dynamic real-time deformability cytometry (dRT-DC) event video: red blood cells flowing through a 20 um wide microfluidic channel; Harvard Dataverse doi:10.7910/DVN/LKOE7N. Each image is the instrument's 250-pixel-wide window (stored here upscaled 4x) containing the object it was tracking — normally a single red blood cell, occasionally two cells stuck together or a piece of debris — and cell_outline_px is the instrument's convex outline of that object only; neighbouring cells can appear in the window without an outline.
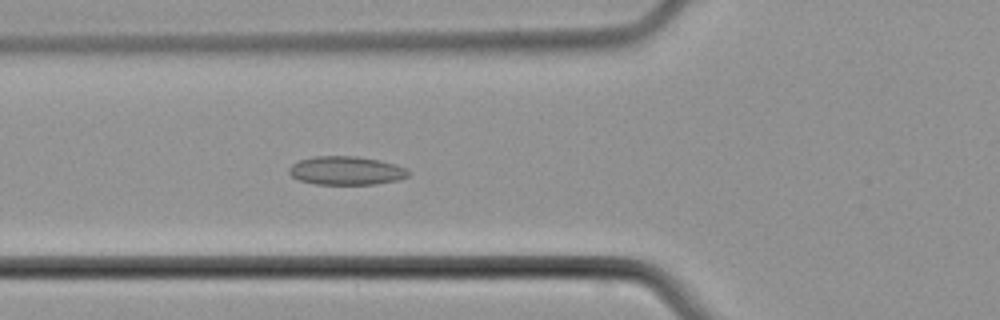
{"species": "common noctule bat (a hibernating species)", "species_latin": "Nyctalus noctula", "temperature_condition": "cold", "stored_images_in_passage": 49, "camera_frame_rate_fps": 3000, "um_per_image_px": 0.085, "animal": {"sex": "male", "body_mass_g": 21.5, "forearm_length_mm": 52.0}, "frame": {"image": 1, "passage_image": 18, "time_ms": 5.667, "image_size_px": [1000, 320], "cell_outline_px": [[412, 172], [408, 176], [400, 180], [376, 184], [316, 184], [300, 180], [292, 176], [288, 172], [288, 168], [292, 164], [300, 160], [312, 156], [356, 156], [380, 160], [396, 164], [408, 168]], "centroid_in_image_um": [29.48, 14.5], "position_along_channel_um": 96.3, "area_um2": 20.11}}
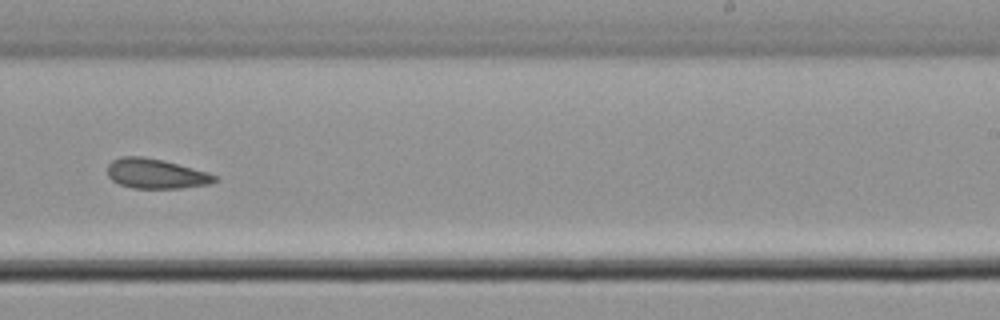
{"frame": {"image": 2, "passage_image": 31, "time_ms": 10.0, "image_size_px": [1000, 320], "cell_outline_px": [[220, 180], [212, 184], [180, 188], [132, 188], [120, 184], [112, 180], [108, 176], [108, 164], [112, 160], [120, 156], [140, 156], [160, 160], [192, 168], [216, 176]], "centroid_in_image_um": [13.23, 14.77], "position_along_channel_um": 275.8, "area_um2": 18.44}}
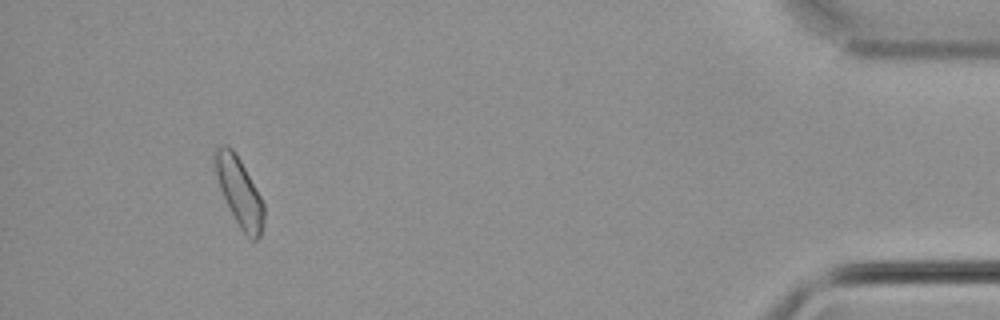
{"frame": {"image": 3, "passage_image": 46, "time_ms": 15.0, "image_size_px": [1000, 320], "cell_outline_px": [[264, 220], [260, 236], [256, 240], [252, 240], [240, 228], [220, 188], [216, 172], [212, 152], [216, 148], [224, 144], [228, 144], [232, 148], [240, 160], [260, 196], [264, 204]], "centroid_in_image_um": [20.34, 16.27], "position_along_channel_um": 414.9, "area_um2": 19.07}}